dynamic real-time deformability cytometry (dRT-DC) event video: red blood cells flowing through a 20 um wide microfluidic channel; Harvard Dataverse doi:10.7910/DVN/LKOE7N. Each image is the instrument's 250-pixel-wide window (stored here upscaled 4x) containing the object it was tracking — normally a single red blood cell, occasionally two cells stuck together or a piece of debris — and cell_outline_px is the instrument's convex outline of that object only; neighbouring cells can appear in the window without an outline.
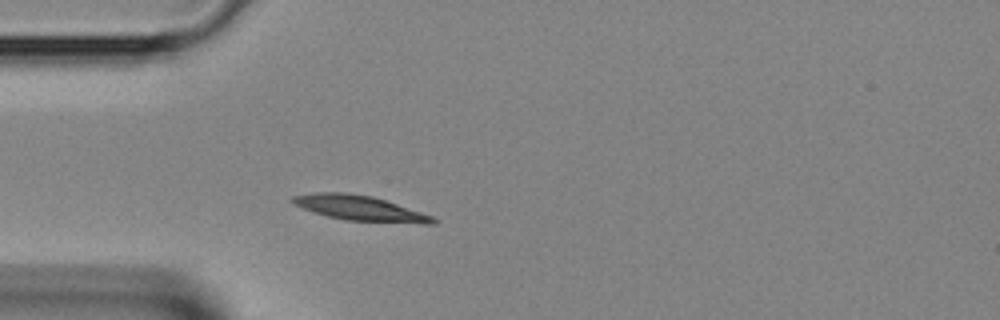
{"species": "Egyptian fruit bat (a non-hibernating species)", "species_latin": "Rousettus aegyptiacus", "temperature_condition": "room temperature", "stored_images_in_passage": 2, "camera_frame_rate_fps": 3000, "um_per_image_px": 0.085, "animal": {"sex": "female"}, "frame": {"image": 1, "passage_image": 2, "time_ms": 0.333, "image_size_px": [1000, 320], "cell_outline_px": [[436, 224], [420, 224], [344, 220], [312, 212], [292, 204], [292, 196], [316, 192], [344, 192], [372, 196], [432, 216], [436, 220]], "centroid_in_image_um": [30.55, 17.7], "position_along_channel_um": 54.4, "area_um2": 20.46}}